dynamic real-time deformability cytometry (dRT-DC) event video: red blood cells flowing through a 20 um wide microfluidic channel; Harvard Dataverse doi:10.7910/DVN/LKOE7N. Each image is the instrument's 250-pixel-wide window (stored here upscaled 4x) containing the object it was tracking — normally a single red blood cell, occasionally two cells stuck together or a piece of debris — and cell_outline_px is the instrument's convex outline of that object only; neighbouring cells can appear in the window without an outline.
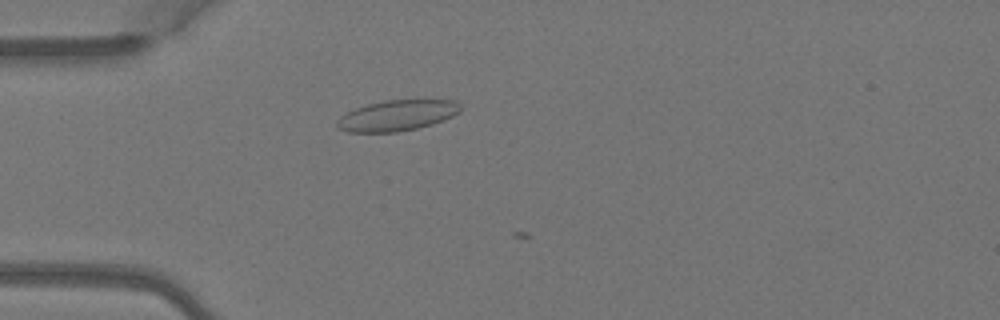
{"species": "Egyptian fruit bat (a non-hibernating species)", "species_latin": "Rousettus aegyptiacus", "temperature_condition": "warm", "stored_images_in_passage": 5, "camera_frame_rate_fps": 3000, "um_per_image_px": 0.085, "animal": {"sex": "female"}, "frame": {"image": 1, "passage_image": 5, "time_ms": 1.333, "image_size_px": [1000, 320], "cell_outline_px": [[460, 112], [452, 116], [432, 124], [416, 128], [396, 132], [348, 132], [340, 128], [336, 124], [336, 120], [340, 116], [356, 108], [368, 104], [384, 100], [456, 100], [460, 104]], "centroid_in_image_um": [33.75, 9.81], "position_along_channel_um": 51.3, "area_um2": 21.91}}